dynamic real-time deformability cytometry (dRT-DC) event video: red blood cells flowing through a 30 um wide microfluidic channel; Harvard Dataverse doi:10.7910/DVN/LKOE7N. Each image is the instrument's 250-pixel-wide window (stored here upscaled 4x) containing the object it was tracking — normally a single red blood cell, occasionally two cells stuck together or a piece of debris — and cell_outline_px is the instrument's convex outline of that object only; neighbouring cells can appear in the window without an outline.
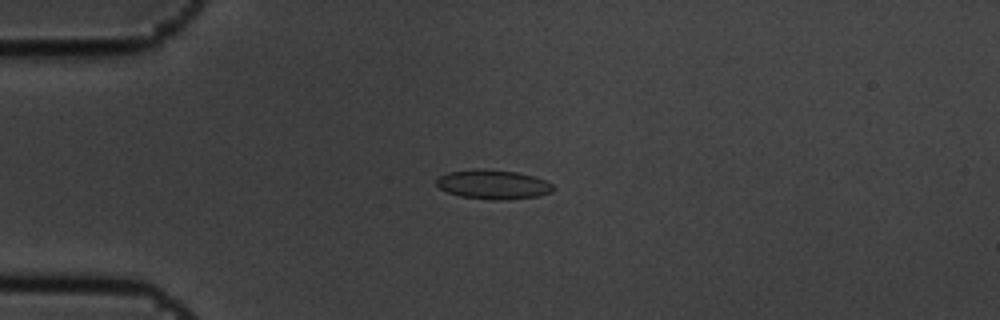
{"species": "common noctule bat (a hibernating species)", "species_latin": "Nyctalus noctula", "temperature_condition": "cold", "stored_images_in_passage": 8, "camera_frame_rate_fps": 3000, "um_per_image_px": 0.085, "animal": {"sex": "male", "body_mass_g": 19.5, "forearm_length_mm": 54.6}, "frame": {"image": 1, "passage_image": 4, "time_ms": 1.0, "image_size_px": [1000, 320], "cell_outline_px": [[556, 188], [552, 192], [536, 196], [508, 200], [492, 200], [460, 196], [448, 192], [440, 188], [436, 184], [436, 180], [440, 176], [448, 172], [476, 168], [480, 168], [516, 172], [536, 176], [552, 184]], "centroid_in_image_um": [41.93, 15.67], "position_along_channel_um": 43.1, "area_um2": 20.06}}
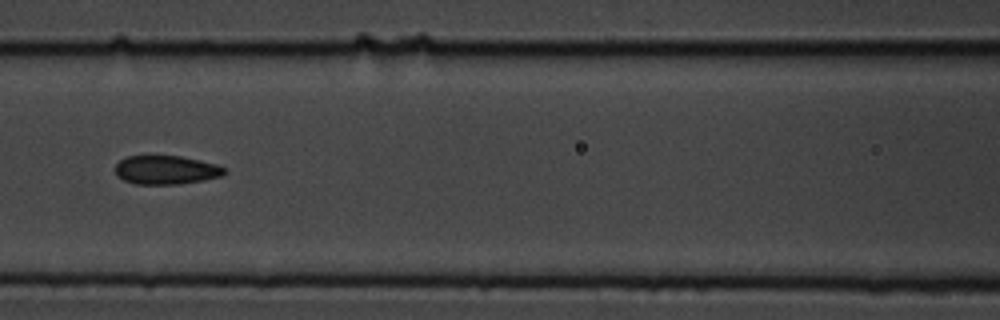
{"frame": {"image": 2, "passage_image": 7, "time_ms": 2.0, "image_size_px": [1000, 320], "cell_outline_px": [[228, 172], [220, 176], [204, 180], [180, 184], [136, 184], [124, 180], [116, 176], [116, 164], [120, 160], [128, 156], [180, 156], [200, 160], [216, 164], [228, 168]], "centroid_in_image_um": [14.15, 14.45], "position_along_channel_um": 152.4, "area_um2": 18.38}}
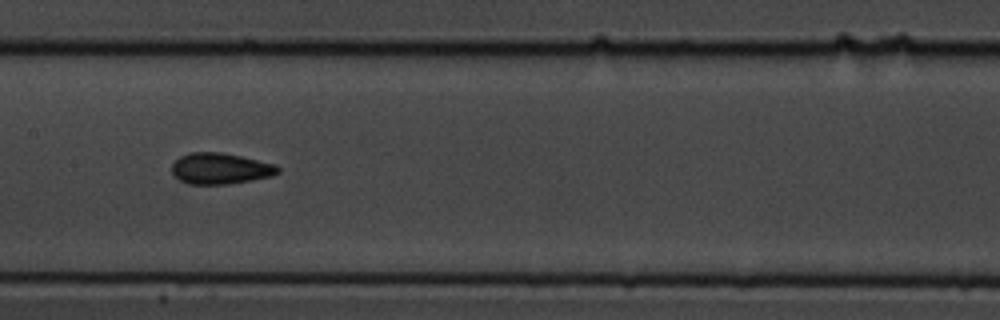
{"frame": {"image": 3, "passage_image": 8, "time_ms": 2.333, "image_size_px": [1000, 320], "cell_outline_px": [[280, 172], [272, 176], [252, 180], [228, 184], [188, 184], [180, 180], [172, 172], [172, 164], [180, 156], [192, 152], [220, 152], [240, 156], [276, 164], [280, 168]], "centroid_in_image_um": [18.75, 14.33], "position_along_channel_um": 188.7, "area_um2": 19.19}}